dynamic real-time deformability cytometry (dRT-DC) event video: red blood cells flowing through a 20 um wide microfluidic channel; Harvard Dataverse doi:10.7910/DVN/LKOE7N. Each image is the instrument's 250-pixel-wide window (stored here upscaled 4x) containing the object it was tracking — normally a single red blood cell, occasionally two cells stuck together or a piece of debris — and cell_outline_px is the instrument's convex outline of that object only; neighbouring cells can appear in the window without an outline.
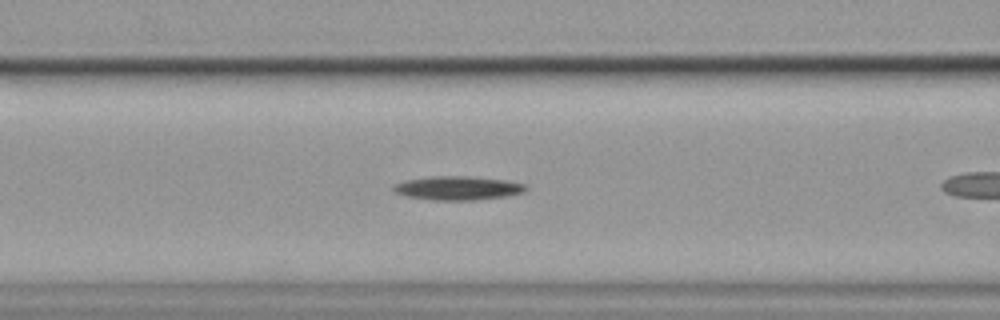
{"species": "common noctule bat (a hibernating species)", "species_latin": "Nyctalus noctula", "temperature_condition": "cold", "stored_images_in_passage": 35, "camera_frame_rate_fps": 3000, "um_per_image_px": 0.085, "animal": {"sex": "female", "body_mass_g": 19.9}, "frame": {"image": 1, "passage_image": 11, "time_ms": 3.333, "image_size_px": [1000, 320], "cell_outline_px": [[528, 188], [524, 192], [504, 196], [472, 200], [432, 200], [408, 196], [396, 192], [392, 188], [396, 184], [404, 180], [428, 176], [468, 176], [504, 180], [528, 184]], "centroid_in_image_um": [38.93, 15.97], "position_along_channel_um": 127.7, "area_um2": 18.26}}
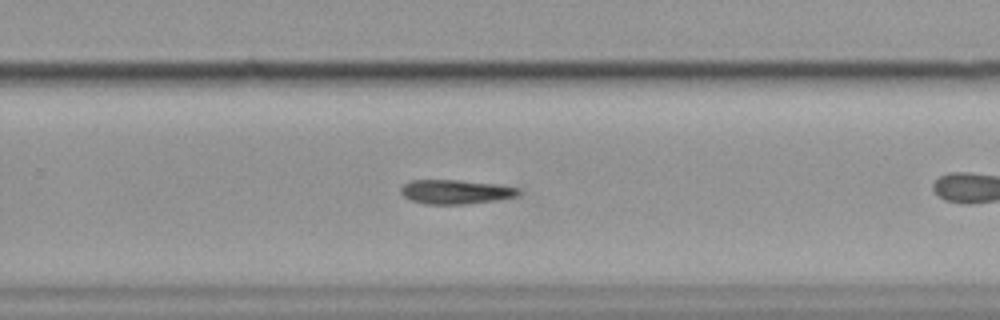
{"frame": {"image": 2, "passage_image": 25, "time_ms": 8.0, "image_size_px": [1000, 320], "cell_outline_px": [[520, 196], [496, 200], [468, 204], [424, 204], [412, 200], [404, 196], [400, 192], [400, 188], [404, 184], [412, 180], [456, 180], [496, 184], [520, 188]], "centroid_in_image_um": [38.75, 16.31], "position_along_channel_um": 291.0, "area_um2": 16.65}, "authors_computed_cell_mechanics": {"area_um2": 16.9354, "velocity_mm_per_s": 3.5148, "shape_relaxation_time_tau1_ms": null, "shape_relaxation_time_tau2_ms": 6.0969, "deformation_change_tau1": null, "deformation_change_tau2": 0.1953}}